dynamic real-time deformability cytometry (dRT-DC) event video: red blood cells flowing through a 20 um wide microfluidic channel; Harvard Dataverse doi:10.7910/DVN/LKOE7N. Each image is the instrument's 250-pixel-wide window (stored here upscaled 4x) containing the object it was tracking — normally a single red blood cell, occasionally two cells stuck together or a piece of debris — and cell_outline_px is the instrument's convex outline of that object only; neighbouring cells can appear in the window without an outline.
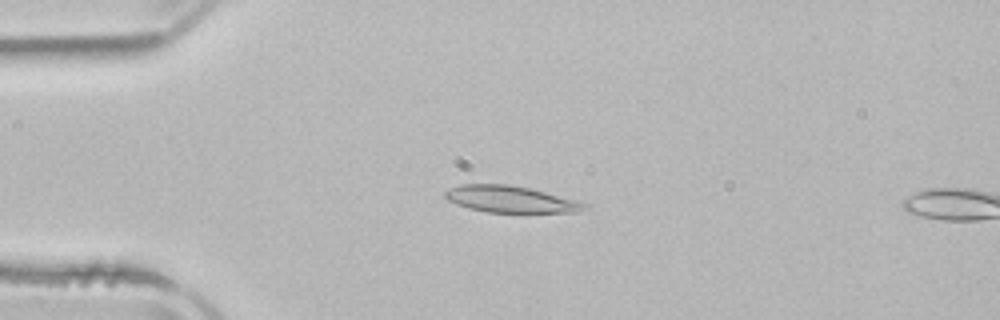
{"species": "common noctule bat (a hibernating species)", "species_latin": "Nyctalus noctula", "temperature_condition": "room temperature", "stored_images_in_passage": 4, "camera_frame_rate_fps": 3000, "um_per_image_px": 0.085, "animal": {"sex": "male", "body_mass_g": 21.5, "forearm_length_mm": 52.0}, "frame": {"image": 1, "passage_image": 3, "time_ms": 4.0, "image_size_px": [1000, 320], "cell_outline_px": [[588, 208], [576, 212], [488, 212], [468, 208], [456, 204], [448, 200], [444, 196], [444, 192], [448, 188], [460, 184], [508, 184], [528, 188], [584, 200], [588, 204]], "centroid_in_image_um": [43.45, 16.93], "position_along_channel_um": 41.5, "area_um2": 21.96}}